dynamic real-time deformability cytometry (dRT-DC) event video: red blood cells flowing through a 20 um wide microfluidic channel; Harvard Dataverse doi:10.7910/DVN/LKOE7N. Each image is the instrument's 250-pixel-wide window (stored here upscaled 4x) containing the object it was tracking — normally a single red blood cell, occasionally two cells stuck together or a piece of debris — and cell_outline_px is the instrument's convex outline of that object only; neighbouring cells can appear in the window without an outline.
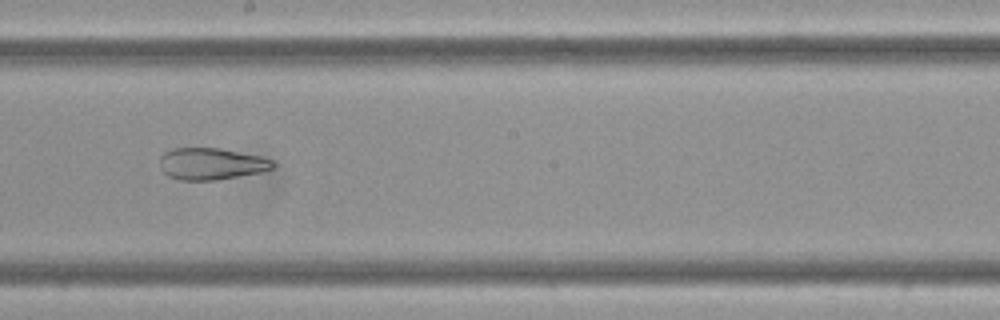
{"species": "Egyptian fruit bat (a non-hibernating species)", "species_latin": "Rousettus aegyptiacus", "temperature_condition": "cold", "stored_images_in_passage": 13, "camera_frame_rate_fps": 3000, "um_per_image_px": 0.085, "frame": {"image": 1, "passage_image": 10, "time_ms": 3.0, "image_size_px": [1000, 320], "cell_outline_px": [[276, 164], [272, 168], [260, 172], [216, 180], [180, 180], [168, 176], [160, 168], [160, 156], [164, 152], [172, 148], [220, 148], [260, 156], [272, 160]], "centroid_in_image_um": [17.93, 13.92], "position_along_channel_um": 230.3, "area_um2": 20.92}}